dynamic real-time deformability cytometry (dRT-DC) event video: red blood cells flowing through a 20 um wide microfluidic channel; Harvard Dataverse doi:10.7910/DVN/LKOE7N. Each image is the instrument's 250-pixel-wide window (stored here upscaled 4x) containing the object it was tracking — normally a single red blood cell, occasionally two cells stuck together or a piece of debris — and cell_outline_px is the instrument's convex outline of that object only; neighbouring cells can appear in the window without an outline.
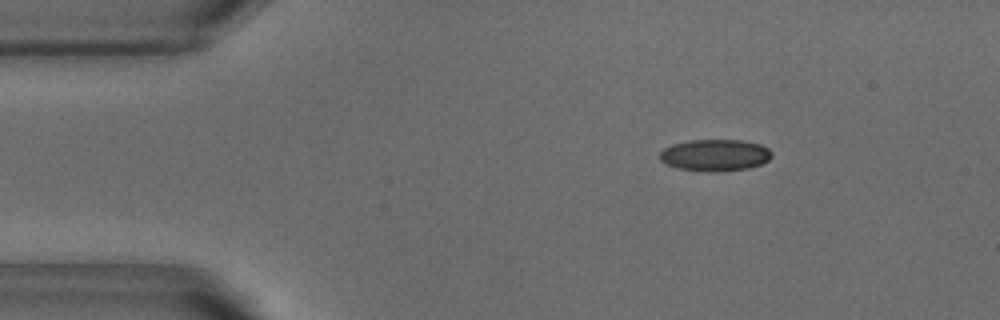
{"species": "common noctule bat (a hibernating species)", "species_latin": "Nyctalus noctula", "temperature_condition": "warm", "stored_images_in_passage": 45, "camera_frame_rate_fps": 3000, "um_per_image_px": 0.085, "animal": {"sex": "male", "body_mass_g": 18.8}, "frame": {"image": 1, "passage_image": 1, "time_ms": 0.0, "image_size_px": [1000, 320], "cell_outline_px": [[772, 156], [768, 160], [760, 164], [748, 168], [716, 172], [708, 172], [676, 168], [660, 160], [660, 152], [664, 148], [672, 144], [688, 140], [744, 140], [760, 144], [768, 148], [772, 152]], "centroid_in_image_um": [60.78, 13.18], "position_along_channel_um": 24.2, "area_um2": 20.81}}
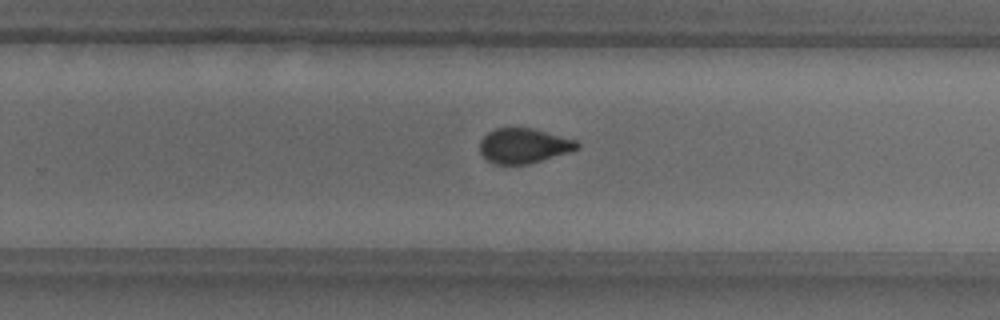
{"frame": {"image": 2, "passage_image": 26, "time_ms": 8.333, "image_size_px": [1000, 320], "cell_outline_px": [[580, 148], [568, 152], [528, 164], [492, 164], [480, 152], [480, 140], [488, 132], [496, 128], [532, 128], [576, 140], [580, 144]], "centroid_in_image_um": [44.51, 12.39], "position_along_channel_um": 285.3, "area_um2": 19.65}}
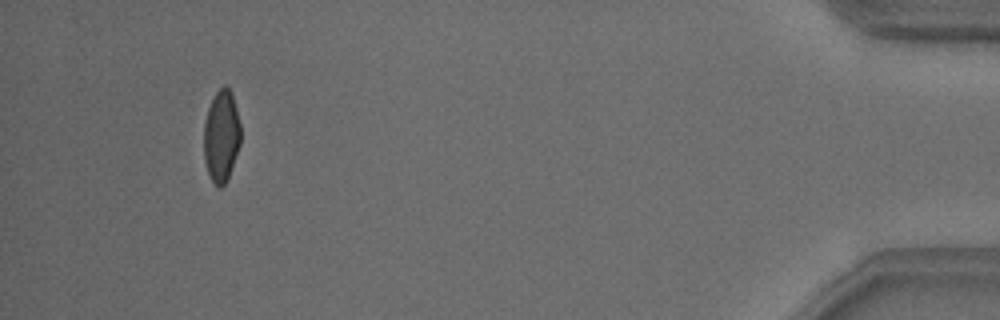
{"frame": {"image": 3, "passage_image": 42, "time_ms": 13.667, "image_size_px": [1000, 320], "cell_outline_px": [[240, 144], [228, 176], [224, 184], [220, 188], [216, 188], [208, 172], [204, 160], [204, 120], [208, 108], [216, 92], [224, 84], [232, 92], [240, 124]], "centroid_in_image_um": [18.8, 11.55], "position_along_channel_um": 416.4, "area_um2": 19.59}, "authors_computed_cell_mechanics": {"area_um2": 20.808, "velocity_mm_per_s": 3.8451, "shape_relaxation_time_tau1_ms": 8.5658, "shape_relaxation_time_tau2_ms": 0.9158, "deformation_change_tau1": 0.1763, "deformation_change_tau2": 0.0517}}